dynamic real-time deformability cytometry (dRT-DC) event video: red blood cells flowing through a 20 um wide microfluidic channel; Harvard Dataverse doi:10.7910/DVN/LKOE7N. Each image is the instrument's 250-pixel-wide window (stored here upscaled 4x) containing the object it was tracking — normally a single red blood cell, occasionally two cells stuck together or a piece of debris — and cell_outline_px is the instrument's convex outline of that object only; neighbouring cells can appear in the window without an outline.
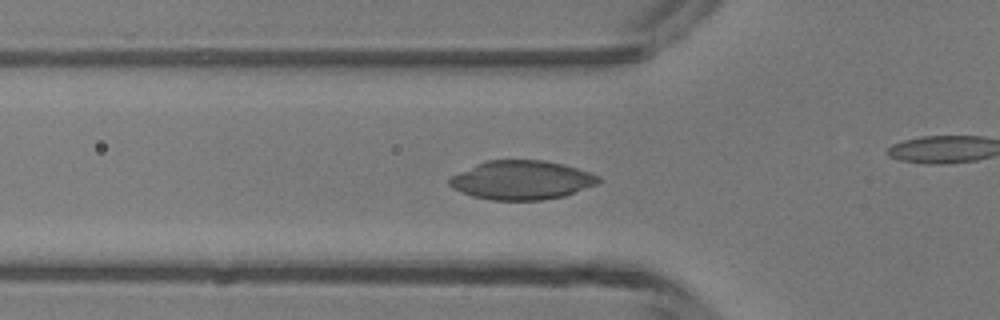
{"species": "common noctule bat (a hibernating species)", "species_latin": "Nyctalus noctula", "temperature_condition": "room temperature", "stored_images_in_passage": 37, "camera_frame_rate_fps": 3000, "um_per_image_px": 0.085, "animal": {"sex": "male", "body_mass_g": 13.3}, "frame": {"image": 1, "passage_image": 16, "time_ms": 5.0, "image_size_px": [1000, 320], "cell_outline_px": [[600, 180], [596, 184], [564, 196], [544, 200], [492, 200], [472, 196], [452, 188], [448, 184], [448, 180], [452, 176], [476, 164], [488, 160], [544, 160], [564, 164], [600, 176]], "centroid_in_image_um": [44.33, 15.31], "position_along_channel_um": 81.5, "area_um2": 33.64}}
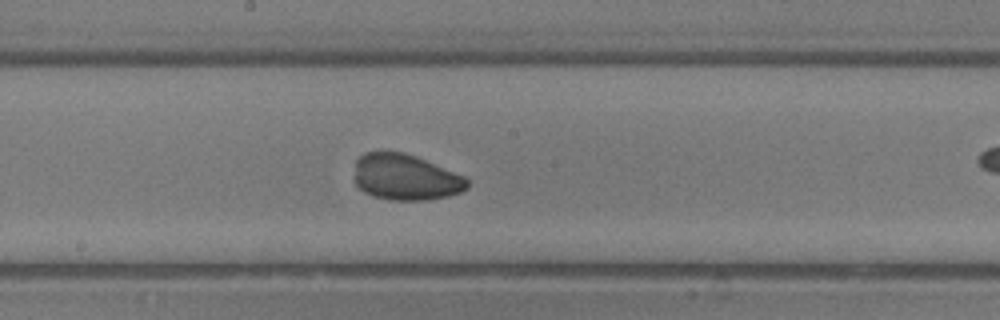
{"frame": {"image": 2, "passage_image": 25, "time_ms": 8.0, "image_size_px": [1000, 320], "cell_outline_px": [[468, 188], [460, 192], [448, 196], [428, 200], [388, 200], [372, 196], [364, 192], [356, 184], [356, 160], [364, 152], [404, 152], [416, 156], [464, 176], [468, 180]], "centroid_in_image_um": [34.48, 15.07], "position_along_channel_um": 213.7, "area_um2": 30.17}}
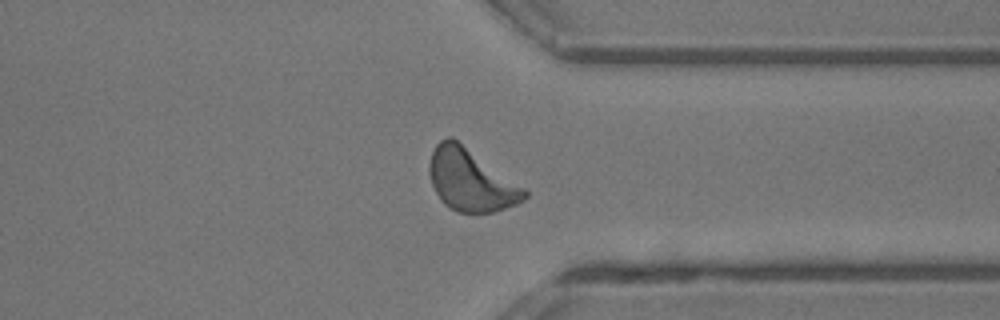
{"frame": {"image": 3, "passage_image": 36, "time_ms": 11.667, "image_size_px": [1000, 320], "cell_outline_px": [[528, 196], [524, 200], [516, 204], [492, 212], [456, 212], [448, 208], [440, 200], [432, 184], [428, 172], [428, 168], [432, 152], [436, 144], [440, 140], [448, 136], [452, 136], [524, 188], [528, 192]], "centroid_in_image_um": [39.98, 15.31], "position_along_channel_um": 371.4, "area_um2": 34.1}}